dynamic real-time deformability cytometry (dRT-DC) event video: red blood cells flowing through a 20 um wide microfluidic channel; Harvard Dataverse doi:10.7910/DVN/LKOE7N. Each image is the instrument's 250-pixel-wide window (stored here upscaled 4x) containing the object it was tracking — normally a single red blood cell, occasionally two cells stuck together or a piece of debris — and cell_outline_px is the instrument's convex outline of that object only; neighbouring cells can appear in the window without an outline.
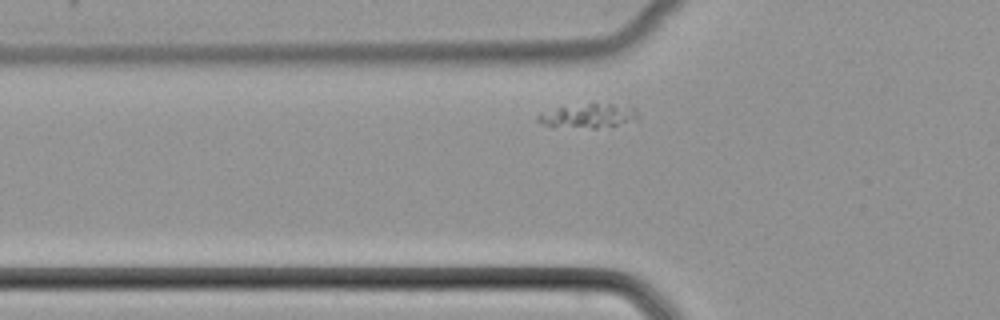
{"species": "common noctule bat (a hibernating species)", "species_latin": "Nyctalus noctula", "temperature_condition": "cold", "stored_images_in_passage": 37, "camera_frame_rate_fps": 3000, "um_per_image_px": 0.085, "animal": {"sex": "female", "body_mass_g": 22.7, "forearm_length_mm": 54.2}, "frame": {"image": 1, "passage_image": 9, "time_ms": 2.667, "image_size_px": [1000, 320], "cell_outline_px": [[640, 120], [596, 128], [592, 128], [540, 124], [536, 120], [536, 116], [540, 112], [592, 100], [632, 104], [636, 108]], "centroid_in_image_um": [50.14, 9.75], "position_along_channel_um": 75.7, "area_um2": 15.03}}
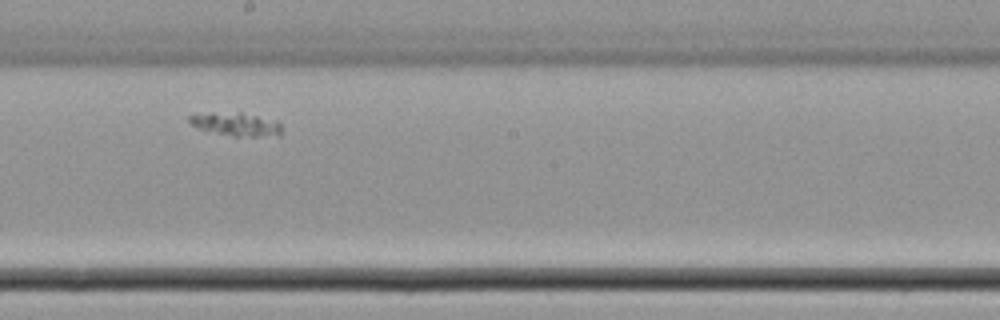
{"frame": {"image": 2, "passage_image": 21, "time_ms": 6.667, "image_size_px": [1000, 320], "cell_outline_px": [[280, 136], [232, 136], [200, 128], [192, 124], [188, 120], [188, 116], [212, 112], [240, 112], [276, 120], [280, 124]], "centroid_in_image_um": [20.1, 10.55], "position_along_channel_um": 228.1, "area_um2": 12.37}}
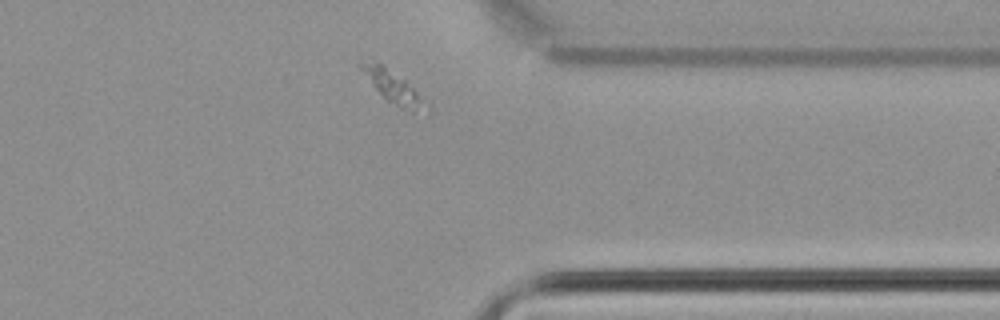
{"frame": {"image": 3, "passage_image": 33, "time_ms": 10.667, "image_size_px": [1000, 320], "cell_outline_px": [[432, 112], [428, 116], [412, 112], [400, 108], [388, 100], [372, 84], [360, 68], [360, 64], [380, 64], [404, 80], [432, 108]], "centroid_in_image_um": [33.63, 7.59], "position_along_channel_um": 377.8, "area_um2": 11.5}}